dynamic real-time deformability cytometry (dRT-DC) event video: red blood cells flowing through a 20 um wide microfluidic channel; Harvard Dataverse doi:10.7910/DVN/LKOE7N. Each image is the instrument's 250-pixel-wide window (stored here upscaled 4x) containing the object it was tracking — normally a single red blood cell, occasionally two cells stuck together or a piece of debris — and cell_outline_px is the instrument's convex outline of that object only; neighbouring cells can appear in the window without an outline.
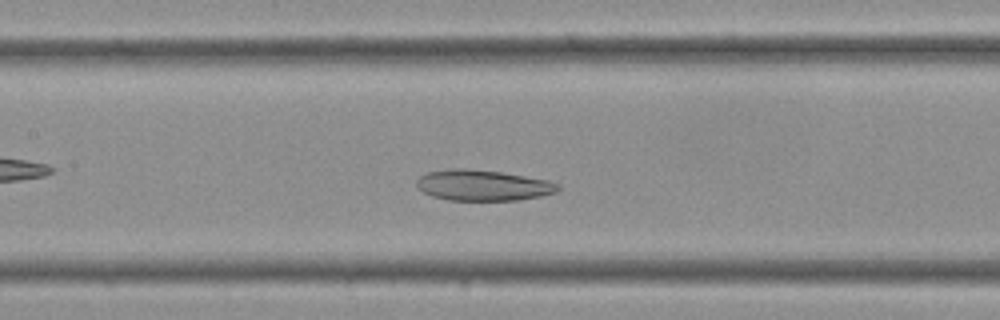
{"species": "Egyptian fruit bat (a non-hibernating species)", "species_latin": "Rousettus aegyptiacus", "temperature_condition": "cold", "stored_images_in_passage": 30, "camera_frame_rate_fps": 3000, "um_per_image_px": 0.085, "frame": {"image": 1, "passage_image": 10, "time_ms": 3.0, "image_size_px": [1000, 320], "cell_outline_px": [[560, 188], [556, 192], [540, 196], [520, 200], [448, 200], [432, 196], [416, 188], [416, 180], [420, 176], [428, 172], [452, 168], [464, 168], [500, 172], [548, 180], [560, 184]], "centroid_in_image_um": [41.03, 15.75], "position_along_channel_um": 166.4, "area_um2": 25.37}}
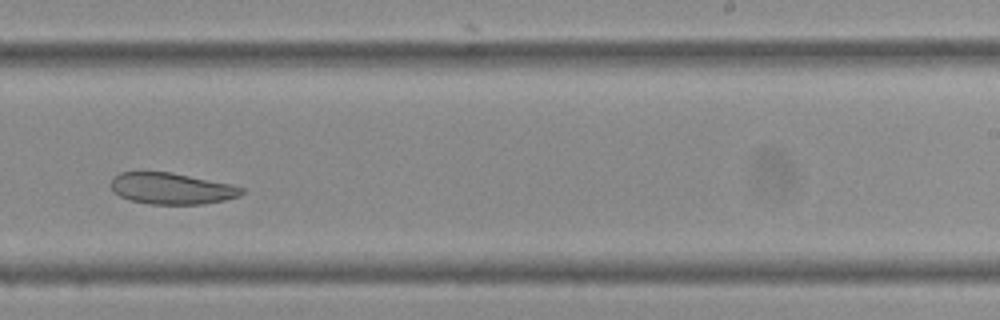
{"frame": {"image": 2, "passage_image": 16, "time_ms": 5.0, "image_size_px": [1000, 320], "cell_outline_px": [[244, 192], [240, 196], [224, 200], [204, 204], [148, 204], [128, 200], [120, 196], [108, 184], [112, 176], [120, 172], [172, 172], [232, 184], [244, 188]], "centroid_in_image_um": [14.57, 16.02], "position_along_channel_um": 274.4, "area_um2": 24.16}}
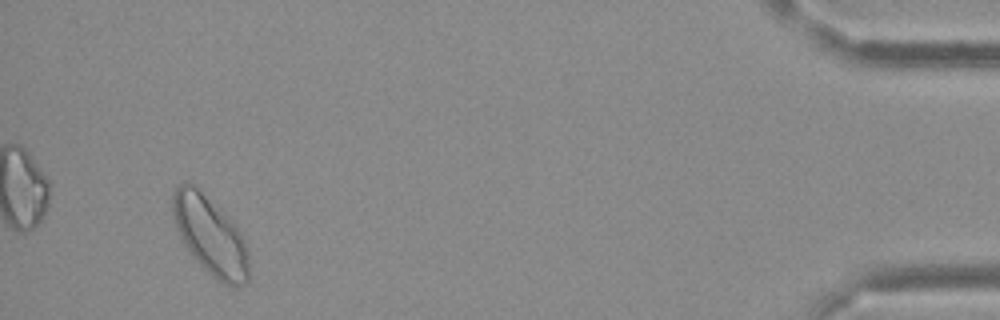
{"frame": {"image": 3, "passage_image": 28, "time_ms": 9.0, "image_size_px": [1000, 320], "cell_outline_px": [[248, 284], [224, 284], [212, 276], [188, 252], [176, 228], [172, 216], [172, 192], [176, 184], [184, 180], [188, 180], [196, 184], [224, 212], [240, 232], [248, 248]], "centroid_in_image_um": [17.82, 19.93], "position_along_channel_um": 417.4, "area_um2": 35.26}}